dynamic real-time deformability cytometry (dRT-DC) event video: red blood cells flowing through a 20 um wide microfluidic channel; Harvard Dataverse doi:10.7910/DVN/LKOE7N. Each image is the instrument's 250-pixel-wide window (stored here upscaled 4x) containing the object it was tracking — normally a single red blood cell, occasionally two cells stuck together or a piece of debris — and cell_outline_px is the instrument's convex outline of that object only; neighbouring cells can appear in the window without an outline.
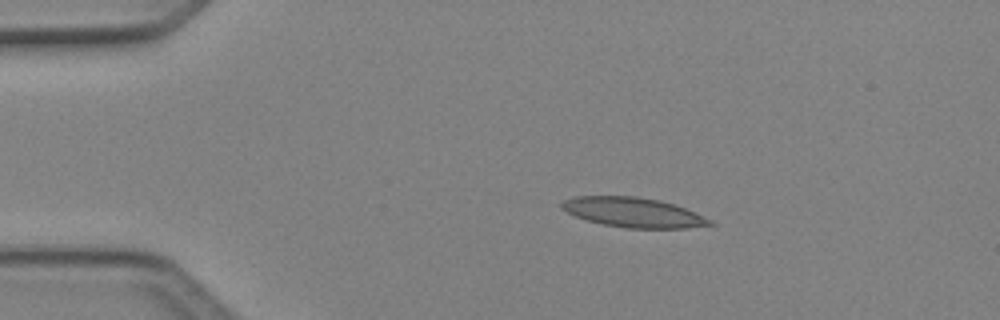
{"species": "Egyptian fruit bat (a non-hibernating species)", "species_latin": "Rousettus aegyptiacus", "temperature_condition": "cold", "stored_images_in_passage": 3, "camera_frame_rate_fps": 3000, "um_per_image_px": 0.085, "animal": {"sex": "female"}, "frame": {"image": 1, "passage_image": 1, "time_ms": 0.0, "image_size_px": [1000, 320], "cell_outline_px": [[716, 224], [684, 228], [628, 228], [604, 224], [588, 220], [576, 216], [560, 208], [560, 204], [564, 200], [576, 196], [636, 196], [660, 200], [684, 208], [712, 220]], "centroid_in_image_um": [53.82, 18.05], "position_along_channel_um": 31.2, "area_um2": 25.37}}